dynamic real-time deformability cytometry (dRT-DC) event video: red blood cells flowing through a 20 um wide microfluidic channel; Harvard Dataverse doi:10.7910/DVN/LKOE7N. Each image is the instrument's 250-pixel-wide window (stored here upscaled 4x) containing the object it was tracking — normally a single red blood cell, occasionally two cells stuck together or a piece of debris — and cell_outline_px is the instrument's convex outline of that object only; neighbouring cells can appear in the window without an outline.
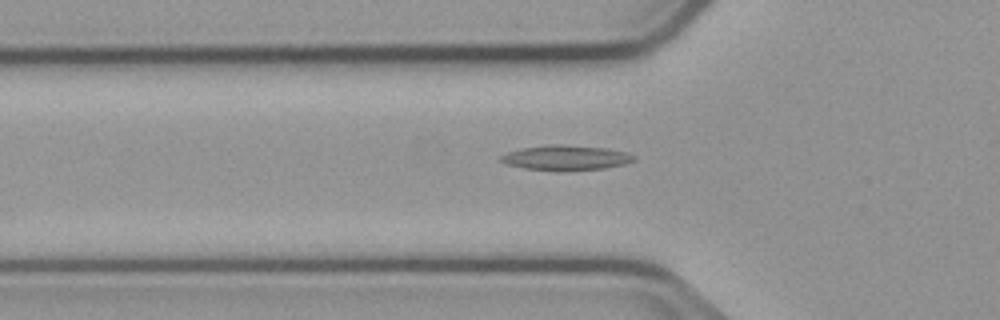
{"species": "common noctule bat (a hibernating species)", "species_latin": "Nyctalus noctula", "temperature_condition": "cold", "stored_images_in_passage": 15, "camera_frame_rate_fps": 3000, "um_per_image_px": 0.085, "animal": {"sex": "male", "body_mass_g": 23.1, "forearm_length_mm": 52.7}, "frame": {"image": 1, "passage_image": 10, "time_ms": 3.0, "image_size_px": [1000, 320], "cell_outline_px": [[636, 160], [624, 164], [604, 168], [524, 168], [508, 164], [500, 160], [500, 156], [508, 152], [520, 148], [552, 144], [564, 144], [604, 148], [628, 152], [636, 156]], "centroid_in_image_um": [48.14, 13.35], "position_along_channel_um": 77.7, "area_um2": 18.44}}